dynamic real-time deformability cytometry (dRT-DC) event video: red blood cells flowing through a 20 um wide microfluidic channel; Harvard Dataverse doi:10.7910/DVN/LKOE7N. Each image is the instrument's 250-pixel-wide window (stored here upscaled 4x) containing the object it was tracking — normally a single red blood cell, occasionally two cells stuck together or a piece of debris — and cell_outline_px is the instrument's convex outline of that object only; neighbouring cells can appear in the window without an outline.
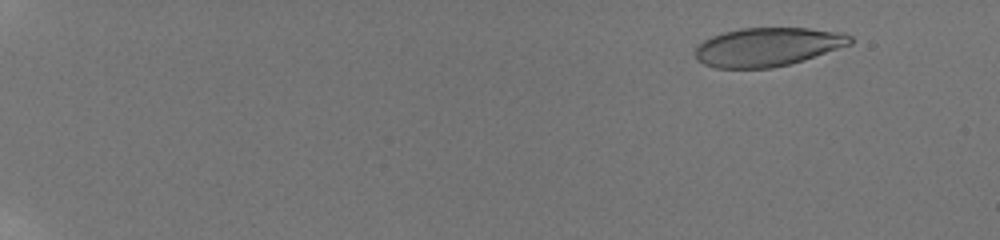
{"species": "human", "species_latin": "Homo sapiens", "temperature_condition": "room temperature", "stored_images_in_passage": 51, "camera_frame_rate_fps": 3000, "um_per_image_px": 0.085, "donor": {"sex": "male"}, "frame": {"image": 1, "passage_image": 9, "time_ms": 2.0, "image_size_px": [1000, 240], "cell_outline_px": [[852, 44], [804, 60], [772, 68], [716, 68], [704, 64], [696, 60], [692, 52], [704, 40], [712, 36], [724, 32], [740, 28], [808, 28], [844, 32], [852, 36]], "centroid_in_image_um": [65.24, 3.99], "position_along_channel_um": 19.8, "area_um2": 35.14}}
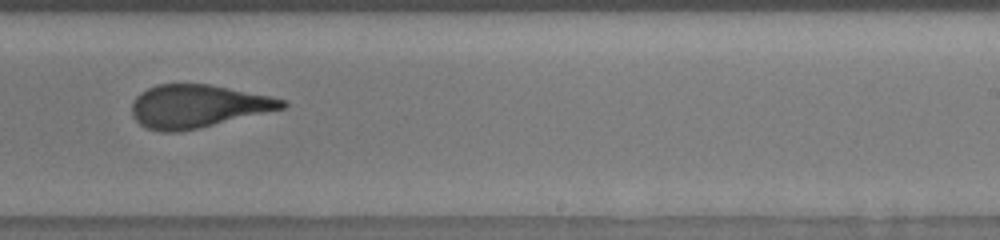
{"frame": {"image": 2, "passage_image": 39, "time_ms": 13.333, "image_size_px": [1000, 240], "cell_outline_px": [[288, 104], [284, 108], [200, 128], [180, 132], [160, 132], [148, 128], [140, 124], [132, 116], [132, 100], [140, 92], [156, 84], [208, 84], [268, 96], [284, 100]], "centroid_in_image_um": [16.74, 9.04], "position_along_channel_um": 272.3, "area_um2": 37.45}}
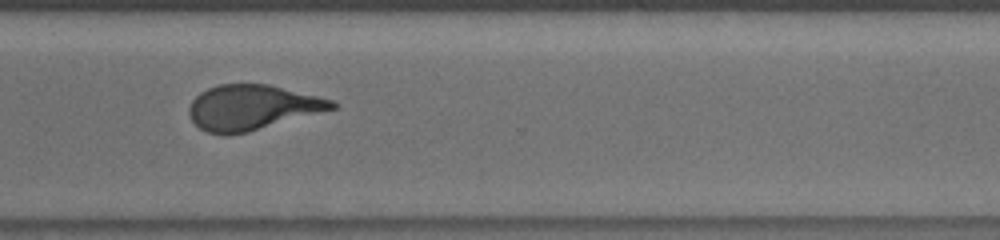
{"frame": {"image": 3, "passage_image": 42, "time_ms": 15.333, "image_size_px": [1000, 240], "cell_outline_px": [[336, 108], [248, 132], [228, 136], [224, 136], [208, 132], [200, 128], [192, 120], [188, 112], [188, 108], [192, 100], [200, 92], [208, 88], [220, 84], [268, 84], [332, 100], [336, 104]], "centroid_in_image_um": [21.37, 9.14], "position_along_channel_um": 349.2, "area_um2": 37.28}, "authors_computed_cell_mechanics": {"area_um2": 36.4718, "velocity_mm_per_s": 3.8556, "shape_relaxation_time_tau1_ms": 5.8562, "shape_relaxation_time_tau2_ms": 0.9066, "deformation_change_tau1": 0.208, "deformation_change_tau2": 0.0748}}